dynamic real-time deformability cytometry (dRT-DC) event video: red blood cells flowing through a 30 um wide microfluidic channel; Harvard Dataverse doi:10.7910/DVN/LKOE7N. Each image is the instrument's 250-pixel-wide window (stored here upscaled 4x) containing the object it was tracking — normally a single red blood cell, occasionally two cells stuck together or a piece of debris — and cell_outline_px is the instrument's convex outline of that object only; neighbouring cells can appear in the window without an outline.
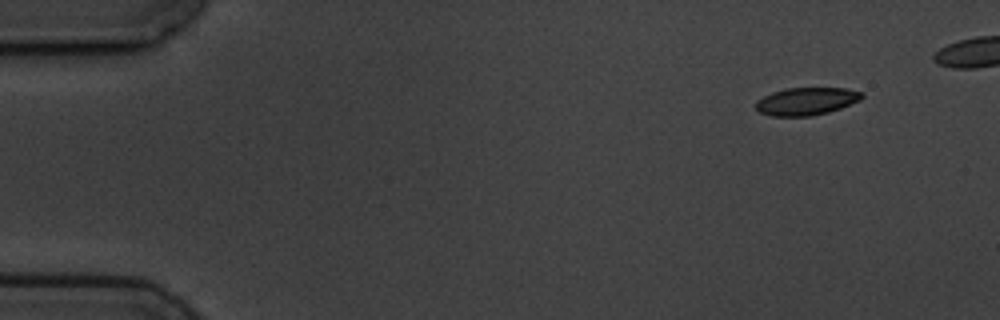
{"species": "common noctule bat (a hibernating species)", "species_latin": "Nyctalus noctula", "temperature_condition": "cold", "stored_images_in_passage": 5, "camera_frame_rate_fps": 3000, "um_per_image_px": 0.085, "animal": {"sex": "male", "body_mass_g": 19.5, "forearm_length_mm": 54.6}, "frame": {"image": 1, "passage_image": 1, "time_ms": 0.0, "image_size_px": [1000, 320], "cell_outline_px": [[864, 96], [860, 100], [840, 108], [828, 112], [812, 116], [772, 116], [760, 112], [756, 108], [756, 100], [772, 92], [784, 88], [844, 88], [864, 92]], "centroid_in_image_um": [68.55, 8.6], "position_along_channel_um": 16.5, "area_um2": 17.11}}